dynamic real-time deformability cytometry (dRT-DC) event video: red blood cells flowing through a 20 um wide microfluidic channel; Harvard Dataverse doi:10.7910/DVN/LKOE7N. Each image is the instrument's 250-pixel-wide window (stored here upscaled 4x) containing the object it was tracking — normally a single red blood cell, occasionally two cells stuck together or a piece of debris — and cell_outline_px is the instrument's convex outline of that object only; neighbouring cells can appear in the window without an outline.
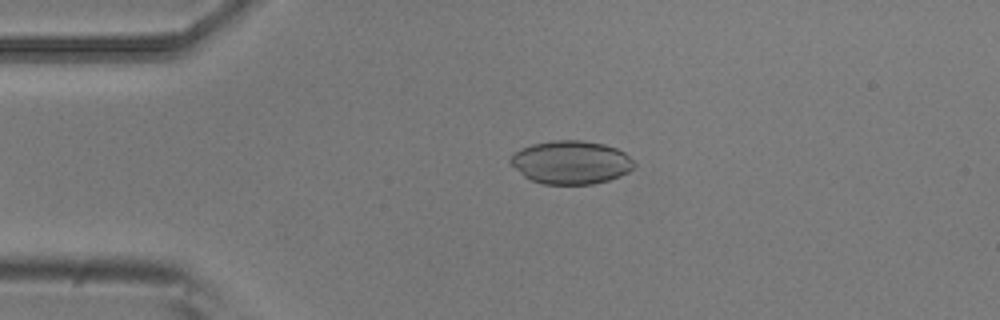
{"species": "common noctule bat (a hibernating species)", "species_latin": "Nyctalus noctula", "temperature_condition": "room temperature", "stored_images_in_passage": 4, "camera_frame_rate_fps": 3000, "um_per_image_px": 0.085, "animal": {"sex": "male", "body_mass_g": 20.5, "forearm_length_mm": 52.5}, "frame": {"image": 1, "passage_image": 3, "time_ms": 0.667, "image_size_px": [1000, 320], "cell_outline_px": [[636, 164], [628, 172], [620, 176], [608, 180], [592, 184], [544, 184], [532, 180], [524, 176], [508, 160], [512, 152], [520, 148], [532, 144], [556, 140], [580, 140], [604, 144], [616, 148], [624, 152]], "centroid_in_image_um": [48.51, 13.79], "position_along_channel_um": 36.5, "area_um2": 31.15}}